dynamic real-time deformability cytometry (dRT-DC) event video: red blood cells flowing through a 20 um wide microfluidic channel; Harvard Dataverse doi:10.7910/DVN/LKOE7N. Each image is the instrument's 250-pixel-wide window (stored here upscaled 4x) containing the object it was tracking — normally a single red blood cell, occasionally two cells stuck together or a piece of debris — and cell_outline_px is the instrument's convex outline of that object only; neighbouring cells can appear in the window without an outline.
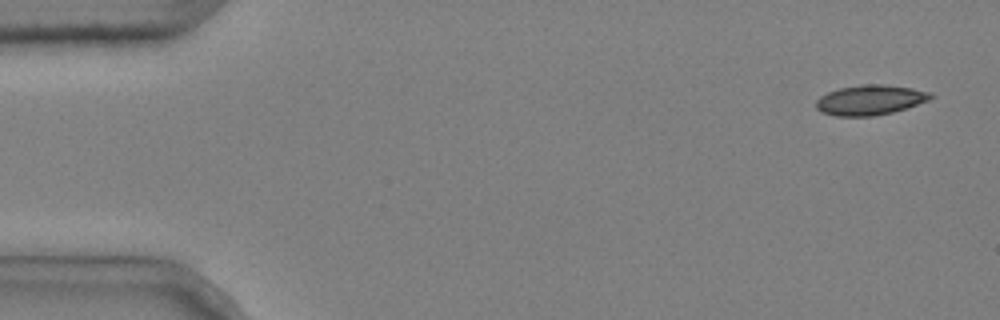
{"species": "common noctule bat (a hibernating species)", "species_latin": "Nyctalus noctula", "temperature_condition": "cold", "stored_images_in_passage": 6, "camera_frame_rate_fps": 3000, "um_per_image_px": 0.085, "animal": {"sex": "male", "body_mass_g": 20.4}, "frame": {"image": 1, "passage_image": 1, "time_ms": 0.0, "image_size_px": [1000, 320], "cell_outline_px": [[936, 96], [928, 100], [892, 112], [872, 116], [836, 116], [820, 112], [816, 108], [816, 100], [820, 96], [828, 92], [840, 88], [860, 84], [884, 84], [912, 88], [932, 92]], "centroid_in_image_um": [73.95, 8.49], "position_along_channel_um": 11.1, "area_um2": 20.06}}